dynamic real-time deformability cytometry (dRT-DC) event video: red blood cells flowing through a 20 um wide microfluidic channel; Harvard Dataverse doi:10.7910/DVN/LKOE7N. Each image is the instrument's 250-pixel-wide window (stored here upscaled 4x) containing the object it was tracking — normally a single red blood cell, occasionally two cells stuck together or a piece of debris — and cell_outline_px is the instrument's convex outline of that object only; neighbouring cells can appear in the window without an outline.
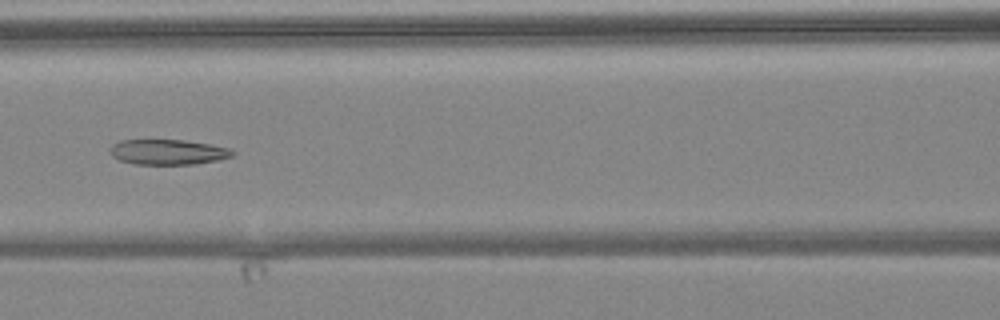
{"species": "common noctule bat (a hibernating species)", "species_latin": "Nyctalus noctula", "temperature_condition": "warm", "stored_images_in_passage": 6, "camera_frame_rate_fps": 3000, "um_per_image_px": 0.085, "animal": {"sex": "female", "body_mass_g": 24.6, "forearm_length_mm": 56.2}, "frame": {"image": 1, "passage_image": 6, "time_ms": 5.667, "image_size_px": [1000, 320], "cell_outline_px": [[236, 152], [232, 156], [216, 160], [192, 164], [136, 164], [120, 160], [112, 156], [108, 152], [108, 148], [112, 144], [120, 140], [184, 140], [208, 144], [228, 148]], "centroid_in_image_um": [14.21, 12.91], "position_along_channel_um": 152.4, "area_um2": 17.92}}